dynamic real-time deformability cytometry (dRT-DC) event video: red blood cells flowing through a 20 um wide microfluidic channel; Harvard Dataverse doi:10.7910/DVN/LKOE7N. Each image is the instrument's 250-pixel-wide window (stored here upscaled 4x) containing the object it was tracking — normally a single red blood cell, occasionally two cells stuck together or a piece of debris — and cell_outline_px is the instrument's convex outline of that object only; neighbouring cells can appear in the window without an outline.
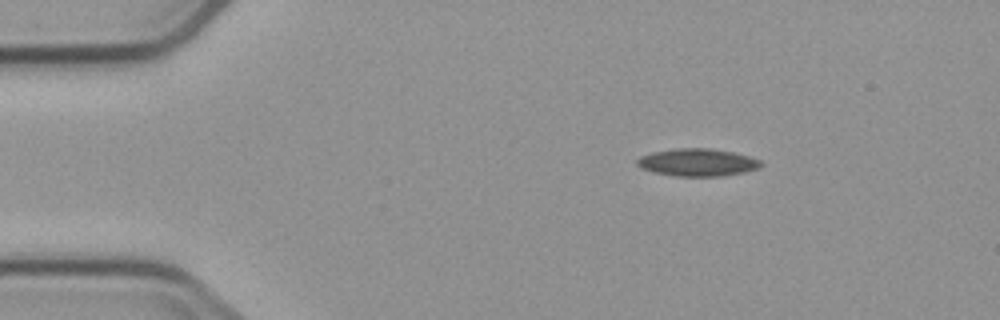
{"species": "common noctule bat (a hibernating species)", "species_latin": "Nyctalus noctula", "temperature_condition": "cold", "stored_images_in_passage": 2, "camera_frame_rate_fps": 3000, "um_per_image_px": 0.085, "animal": {"sex": "male", "body_mass_g": 23.1, "forearm_length_mm": 52.7}, "frame": {"image": 1, "passage_image": 2, "time_ms": 1.0, "image_size_px": [1000, 320], "cell_outline_px": [[764, 164], [760, 168], [744, 172], [720, 176], [676, 176], [652, 172], [640, 168], [636, 164], [636, 160], [640, 156], [652, 152], [680, 148], [708, 148], [732, 152], [748, 156], [760, 160]], "centroid_in_image_um": [59.27, 13.81], "position_along_channel_um": 25.7, "area_um2": 19.88}}